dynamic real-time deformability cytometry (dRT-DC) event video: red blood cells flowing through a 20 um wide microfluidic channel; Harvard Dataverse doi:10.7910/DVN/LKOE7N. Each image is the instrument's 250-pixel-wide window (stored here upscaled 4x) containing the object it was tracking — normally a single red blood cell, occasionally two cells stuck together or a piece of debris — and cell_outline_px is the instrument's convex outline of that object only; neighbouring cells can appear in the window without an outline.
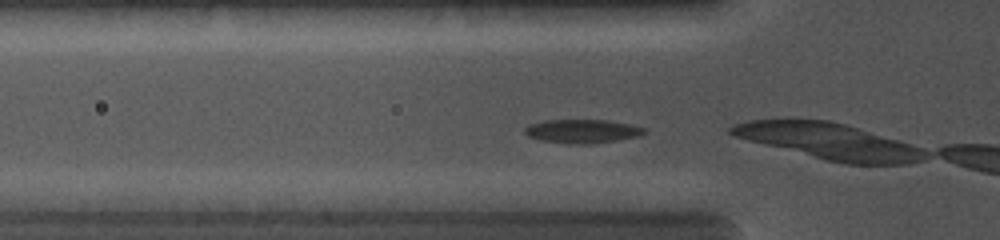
{"species": "common noctule bat (a hibernating species)", "species_latin": "Nyctalus noctula", "temperature_condition": "cold", "stored_images_in_passage": 5, "camera_frame_rate_fps": 5000, "um_per_image_px": 0.085, "animal": {"sex": "female", "body_mass_g": 19.0, "forearm_length_mm": 56.7}, "frame": {"image": 1, "passage_image": 2, "time_ms": 0.2, "image_size_px": [1000, 240], "cell_outline_px": [[648, 132], [640, 136], [592, 144], [568, 144], [544, 140], [528, 136], [524, 132], [524, 128], [528, 124], [544, 120], [608, 120], [648, 128]], "centroid_in_image_um": [49.53, 11.15], "position_along_channel_um": 76.3, "area_um2": 16.65}}